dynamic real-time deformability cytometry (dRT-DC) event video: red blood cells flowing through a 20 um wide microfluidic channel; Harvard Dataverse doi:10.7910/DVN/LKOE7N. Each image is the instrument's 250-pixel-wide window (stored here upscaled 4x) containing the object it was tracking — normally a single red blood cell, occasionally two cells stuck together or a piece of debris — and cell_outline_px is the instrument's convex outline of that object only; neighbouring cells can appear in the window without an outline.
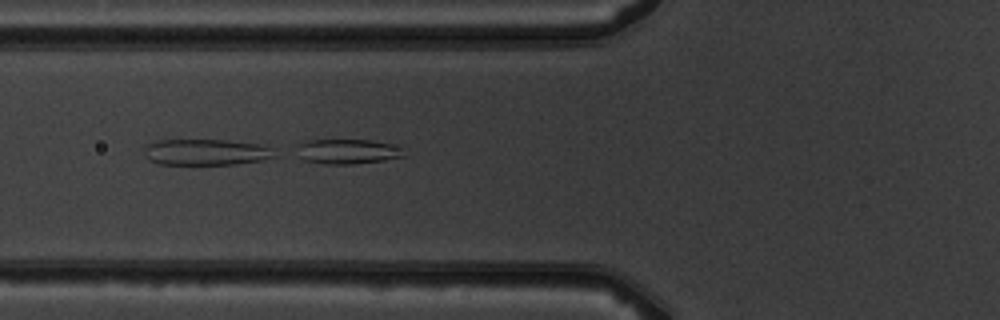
{"species": "common noctule bat (a hibernating species)", "species_latin": "Nyctalus noctula", "temperature_condition": "warm", "stored_images_in_passage": 6, "camera_frame_rate_fps": 3000, "um_per_image_px": 0.085, "animal": {"sex": "male", "body_mass_g": 19.5, "forearm_length_mm": 54.6}, "frame": {"image": 1, "passage_image": 6, "time_ms": 5.667, "image_size_px": [1000, 320], "cell_outline_px": [[404, 156], [384, 160], [352, 164], [324, 164], [304, 160], [300, 156], [296, 144], [308, 140], [368, 140], [388, 144], [404, 148]], "centroid_in_image_um": [29.52, 12.88], "position_along_channel_um": 96.3, "area_um2": 15.37}}